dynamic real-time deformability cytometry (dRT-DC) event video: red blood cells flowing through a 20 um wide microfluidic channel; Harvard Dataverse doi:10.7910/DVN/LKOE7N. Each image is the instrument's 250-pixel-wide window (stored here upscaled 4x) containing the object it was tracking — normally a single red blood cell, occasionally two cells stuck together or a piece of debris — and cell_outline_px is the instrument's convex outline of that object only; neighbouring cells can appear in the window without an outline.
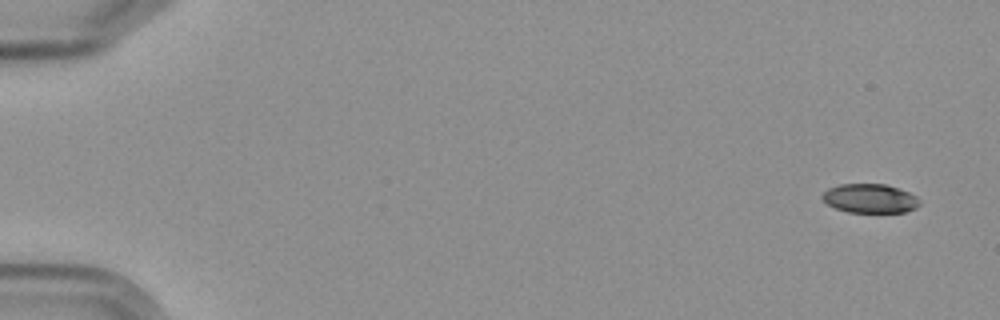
{"species": "Egyptian fruit bat (a non-hibernating species)", "species_latin": "Rousettus aegyptiacus", "temperature_condition": "cold", "stored_images_in_passage": 6, "camera_frame_rate_fps": 3000, "um_per_image_px": 0.085, "frame": {"image": 1, "passage_image": 1, "time_ms": 0.0, "image_size_px": [1000, 320], "cell_outline_px": [[920, 204], [916, 208], [904, 212], [848, 212], [836, 208], [828, 204], [820, 196], [828, 188], [840, 184], [884, 184], [908, 192], [916, 196], [920, 200]], "centroid_in_image_um": [73.94, 16.87], "position_along_channel_um": 11.1, "area_um2": 16.36}}
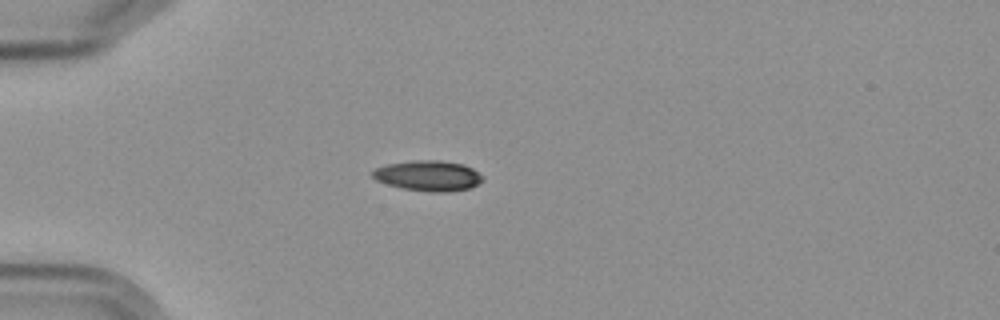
{"frame": {"image": 2, "passage_image": 5, "time_ms": 4.667, "image_size_px": [1000, 320], "cell_outline_px": [[484, 180], [468, 188], [448, 192], [432, 192], [404, 188], [388, 184], [376, 180], [372, 176], [372, 172], [376, 168], [388, 164], [412, 160], [440, 160], [464, 164], [472, 168], [484, 176]], "centroid_in_image_um": [36.42, 14.92], "position_along_channel_um": 48.6, "area_um2": 19.42}}